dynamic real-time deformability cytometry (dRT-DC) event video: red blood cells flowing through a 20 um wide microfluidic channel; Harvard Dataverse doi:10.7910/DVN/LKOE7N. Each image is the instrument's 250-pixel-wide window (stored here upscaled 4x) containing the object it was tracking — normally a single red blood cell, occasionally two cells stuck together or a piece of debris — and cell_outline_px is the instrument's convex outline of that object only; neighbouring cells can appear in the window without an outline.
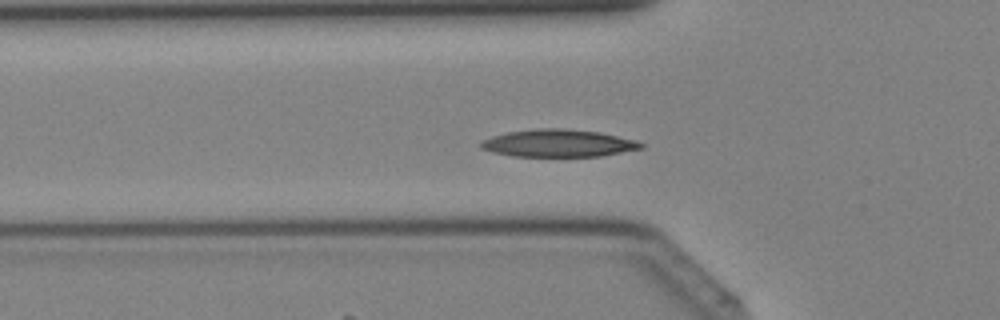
{"species": "Egyptian fruit bat (a non-hibernating species)", "species_latin": "Rousettus aegyptiacus", "temperature_condition": "cold", "stored_images_in_passage": 37, "camera_frame_rate_fps": 3000, "um_per_image_px": 0.085, "animal": {"sex": "female"}, "frame": {"image": 1, "passage_image": 10, "time_ms": 3.0, "image_size_px": [1000, 320], "cell_outline_px": [[644, 148], [600, 156], [512, 156], [492, 152], [480, 148], [480, 144], [484, 140], [492, 136], [508, 132], [536, 128], [564, 128], [600, 132], [636, 140], [644, 144]], "centroid_in_image_um": [47.47, 12.17], "position_along_channel_um": 78.3, "area_um2": 25.61}}
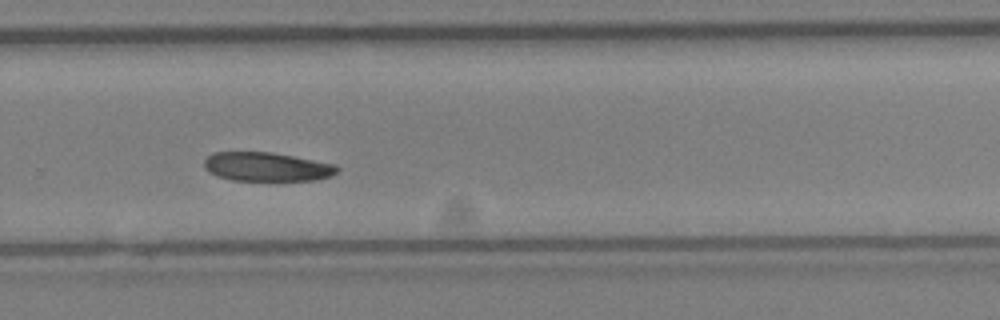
{"frame": {"image": 2, "passage_image": 24, "time_ms": 7.667, "image_size_px": [1000, 320], "cell_outline_px": [[340, 168], [332, 176], [312, 180], [232, 180], [216, 176], [208, 172], [204, 168], [204, 160], [212, 152], [272, 152], [336, 164]], "centroid_in_image_um": [22.65, 14.17], "position_along_channel_um": 307.1, "area_um2": 22.48}}
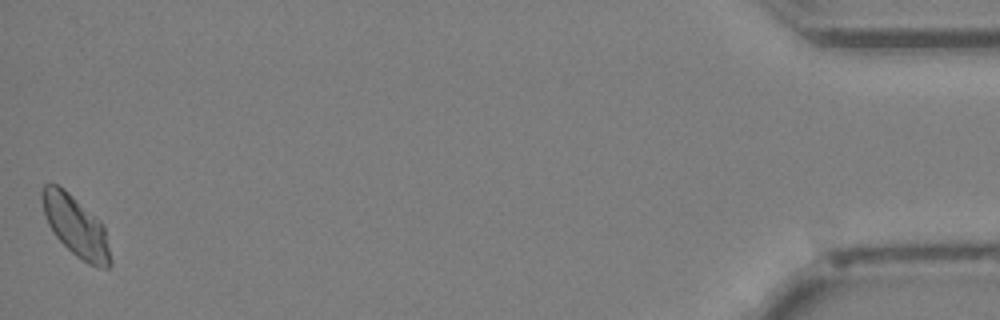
{"frame": {"image": 3, "passage_image": 37, "time_ms": 12.0, "image_size_px": [1000, 320], "cell_outline_px": [[112, 264], [108, 268], [104, 268], [88, 264], [76, 256], [52, 232], [48, 224], [40, 200], [40, 192], [44, 184], [56, 184], [64, 188], [100, 220], [104, 228], [112, 260]], "centroid_in_image_um": [6.43, 19.21], "position_along_channel_um": 428.8, "area_um2": 24.1}}